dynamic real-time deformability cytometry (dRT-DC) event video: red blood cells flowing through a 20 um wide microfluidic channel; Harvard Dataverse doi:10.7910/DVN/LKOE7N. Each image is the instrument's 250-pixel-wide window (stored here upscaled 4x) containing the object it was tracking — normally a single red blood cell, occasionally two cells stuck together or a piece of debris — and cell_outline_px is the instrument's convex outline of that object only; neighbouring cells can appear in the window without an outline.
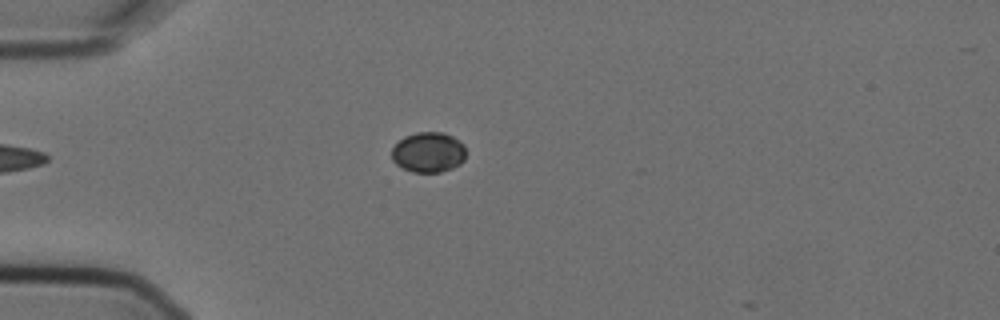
{"species": "Egyptian fruit bat (a non-hibernating species)", "species_latin": "Rousettus aegyptiacus", "temperature_condition": "cold", "stored_images_in_passage": 5, "camera_frame_rate_fps": 3000, "um_per_image_px": 0.085, "animal": {"sex": "female"}, "frame": {"image": 1, "passage_image": 4, "time_ms": 1.0, "image_size_px": [1000, 320], "cell_outline_px": [[464, 160], [460, 164], [452, 168], [440, 172], [412, 172], [396, 164], [392, 160], [392, 148], [404, 136], [416, 132], [444, 132], [460, 140], [464, 144]], "centroid_in_image_um": [36.42, 12.93], "position_along_channel_um": 48.6, "area_um2": 17.46}}